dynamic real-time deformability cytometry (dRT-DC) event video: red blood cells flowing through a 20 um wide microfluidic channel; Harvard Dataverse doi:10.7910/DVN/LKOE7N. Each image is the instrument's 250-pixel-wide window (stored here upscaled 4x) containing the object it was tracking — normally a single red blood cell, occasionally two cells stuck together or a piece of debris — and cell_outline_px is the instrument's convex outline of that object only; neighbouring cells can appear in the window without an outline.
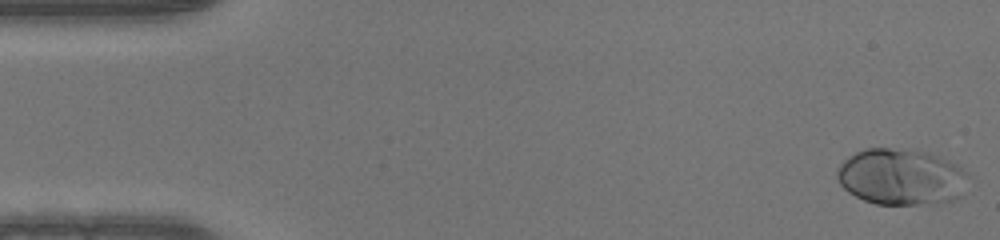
{"species": "human", "species_latin": "Homo sapiens", "temperature_condition": "warm", "stored_images_in_passage": 50, "camera_frame_rate_fps": 3000, "um_per_image_px": 0.085, "donor": {"sex": "male"}, "frame": {"image": 1, "passage_image": 1, "time_ms": 0.0, "image_size_px": [1000, 240], "cell_outline_px": [[964, 172], [960, 196], [952, 200], [916, 204], [876, 204], [864, 200], [848, 192], [840, 184], [836, 176], [836, 172], [840, 164], [848, 156], [864, 148], [912, 148], [928, 152], [956, 164]], "centroid_in_image_um": [76.49, 15.0], "position_along_channel_um": 8.5, "area_um2": 42.48}}
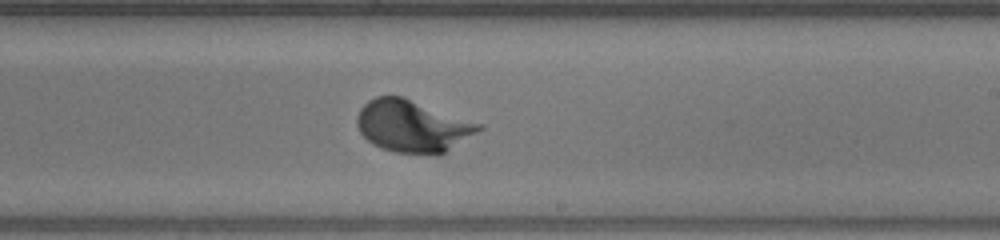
{"frame": {"image": 2, "passage_image": 29, "time_ms": 9.333, "image_size_px": [1000, 240], "cell_outline_px": [[484, 128], [440, 156], [436, 156], [396, 152], [372, 144], [360, 132], [356, 124], [356, 116], [360, 108], [368, 100], [376, 96], [400, 96], [484, 124]], "centroid_in_image_um": [35.08, 10.74], "position_along_channel_um": 253.9, "area_um2": 37.17}}
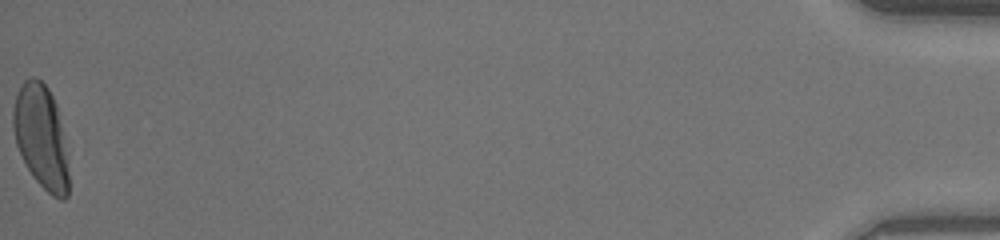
{"frame": {"image": 3, "passage_image": 50, "time_ms": 16.333, "image_size_px": [1000, 240], "cell_outline_px": [[68, 196], [64, 200], [60, 200], [52, 196], [32, 176], [16, 144], [12, 124], [12, 112], [16, 96], [24, 80], [32, 76], [36, 76], [48, 88], [56, 104], [68, 156]], "centroid_in_image_um": [3.5, 11.64], "position_along_channel_um": 431.7, "area_um2": 33.47}}